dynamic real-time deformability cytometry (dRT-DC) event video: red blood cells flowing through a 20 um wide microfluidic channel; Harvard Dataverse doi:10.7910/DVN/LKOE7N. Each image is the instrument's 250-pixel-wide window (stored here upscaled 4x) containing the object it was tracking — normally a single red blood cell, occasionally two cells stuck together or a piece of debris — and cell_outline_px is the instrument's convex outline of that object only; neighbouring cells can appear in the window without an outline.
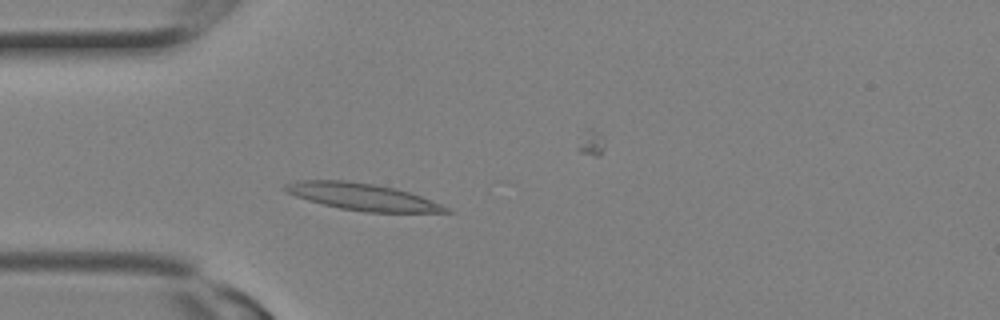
{"species": "Egyptian fruit bat (a non-hibernating species)", "species_latin": "Rousettus aegyptiacus", "temperature_condition": "room temperature", "stored_images_in_passage": 3, "camera_frame_rate_fps": 3000, "um_per_image_px": 0.085, "animal": {"sex": "female"}, "frame": {"image": 1, "passage_image": 3, "time_ms": 0.667, "image_size_px": [1000, 320], "cell_outline_px": [[456, 212], [364, 212], [340, 208], [308, 200], [296, 196], [288, 192], [284, 188], [284, 184], [296, 180], [344, 180], [372, 184], [392, 188], [408, 192], [420, 196], [440, 204]], "centroid_in_image_um": [30.77, 16.72], "position_along_channel_um": 54.2, "area_um2": 24.74}}